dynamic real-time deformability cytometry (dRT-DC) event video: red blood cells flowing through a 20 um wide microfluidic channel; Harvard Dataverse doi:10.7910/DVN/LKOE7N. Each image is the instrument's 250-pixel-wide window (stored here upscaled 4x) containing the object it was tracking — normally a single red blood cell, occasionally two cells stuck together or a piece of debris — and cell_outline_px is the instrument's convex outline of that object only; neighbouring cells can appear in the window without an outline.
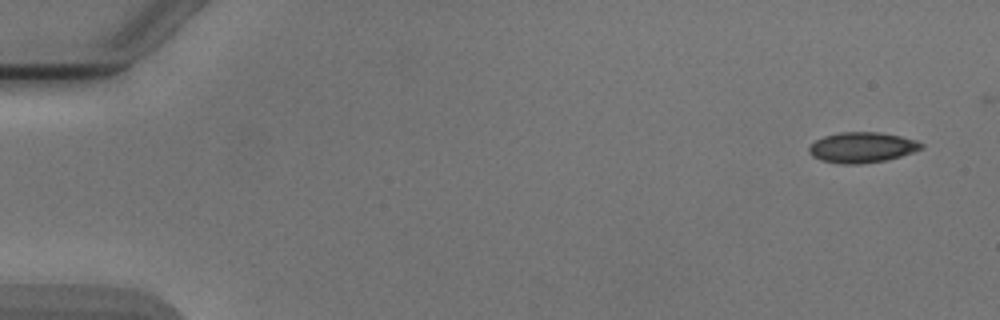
{"species": "Egyptian fruit bat (a non-hibernating species)", "species_latin": "Rousettus aegyptiacus", "temperature_condition": "cold", "stored_images_in_passage": 4, "camera_frame_rate_fps": 3000, "um_per_image_px": 0.085, "animal": {"sex": "male"}, "frame": {"image": 1, "passage_image": 1, "time_ms": 0.0, "image_size_px": [1000, 320], "cell_outline_px": [[924, 148], [900, 156], [884, 160], [860, 164], [840, 164], [820, 160], [812, 156], [808, 152], [808, 148], [816, 140], [824, 136], [840, 132], [880, 132], [900, 136], [916, 140], [924, 144]], "centroid_in_image_um": [73.26, 12.53], "position_along_channel_um": 11.7, "area_um2": 19.94}}